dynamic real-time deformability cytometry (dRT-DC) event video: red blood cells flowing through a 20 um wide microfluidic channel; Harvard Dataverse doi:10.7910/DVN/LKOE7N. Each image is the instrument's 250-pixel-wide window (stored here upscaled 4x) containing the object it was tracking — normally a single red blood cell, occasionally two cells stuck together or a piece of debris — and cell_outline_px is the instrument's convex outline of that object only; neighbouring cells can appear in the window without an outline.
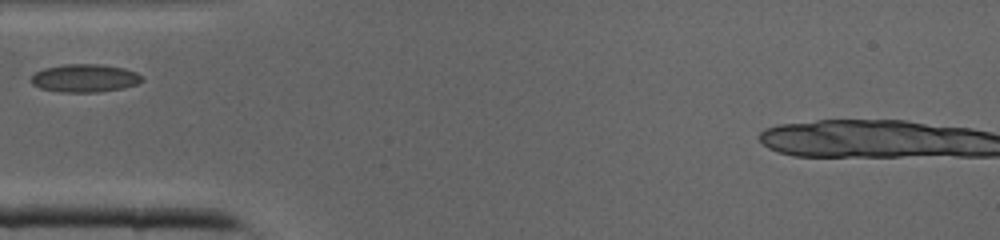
{"species": "common noctule bat (a hibernating species)", "species_latin": "Nyctalus noctula", "temperature_condition": "cold", "stored_images_in_passage": 21, "camera_frame_rate_fps": 3000, "um_per_image_px": 0.085, "animal": {"sex": "male", "body_mass_g": 19.0, "forearm_length_mm": 50.8}, "frame": {"image": 1, "passage_image": 1, "time_ms": 0.0, "image_size_px": [1000, 240], "cell_outline_px": [[144, 80], [136, 84], [124, 88], [96, 92], [60, 92], [40, 88], [32, 84], [28, 80], [36, 72], [44, 68], [64, 64], [100, 64], [124, 68], [136, 72], [144, 76]], "centroid_in_image_um": [7.21, 6.64], "position_along_channel_um": 77.8, "area_um2": 18.26}}
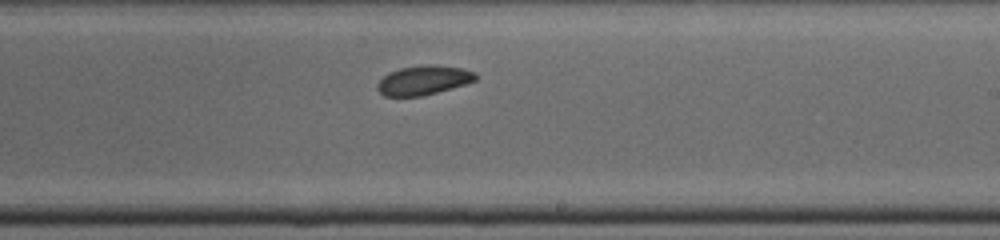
{"frame": {"image": 2, "passage_image": 12, "time_ms": 3.667, "image_size_px": [1000, 240], "cell_outline_px": [[480, 76], [476, 80], [468, 84], [420, 96], [384, 96], [376, 88], [376, 84], [388, 72], [400, 68], [428, 64], [436, 64], [464, 68], [476, 72]], "centroid_in_image_um": [36.05, 6.8], "position_along_channel_um": 252.9, "area_um2": 17.05}}
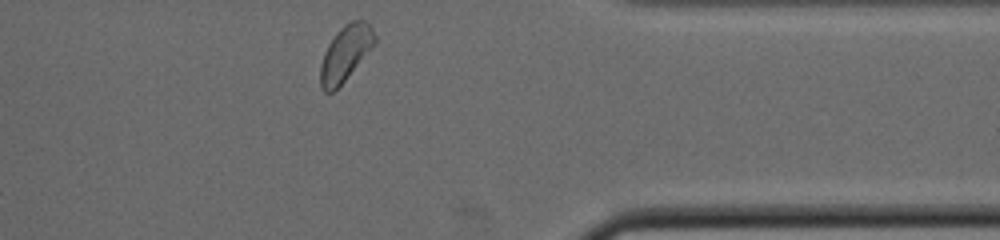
{"frame": {"image": 3, "passage_image": 21, "time_ms": 6.667, "image_size_px": [1000, 240], "cell_outline_px": [[376, 44], [344, 80], [332, 92], [324, 92], [320, 88], [320, 64], [324, 52], [328, 44], [336, 32], [344, 24], [352, 20], [364, 20], [372, 28], [376, 36]], "centroid_in_image_um": [29.36, 4.51], "position_along_channel_um": 382.0, "area_um2": 17.51}}